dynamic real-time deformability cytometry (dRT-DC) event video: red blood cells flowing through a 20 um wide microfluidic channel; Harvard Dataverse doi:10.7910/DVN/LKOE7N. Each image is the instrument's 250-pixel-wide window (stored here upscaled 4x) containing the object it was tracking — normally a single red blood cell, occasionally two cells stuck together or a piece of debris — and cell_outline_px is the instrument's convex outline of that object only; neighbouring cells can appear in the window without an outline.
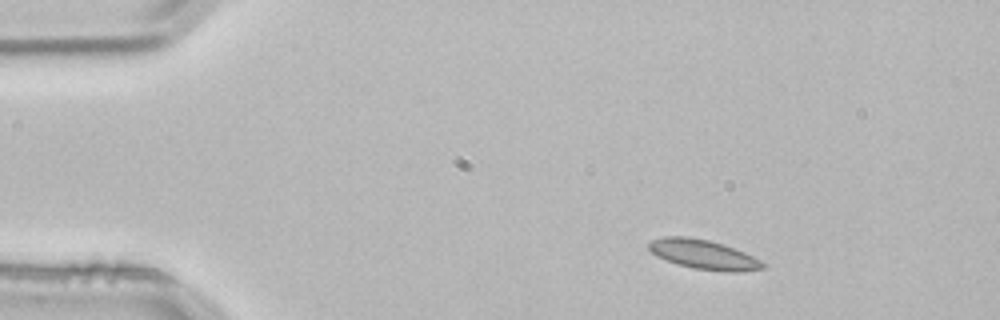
{"species": "common noctule bat (a hibernating species)", "species_latin": "Nyctalus noctula", "temperature_condition": "room temperature", "stored_images_in_passage": 2, "camera_frame_rate_fps": 3000, "um_per_image_px": 0.085, "animal": {"sex": "male", "body_mass_g": 21.5, "forearm_length_mm": 52.0}, "frame": {"image": 1, "passage_image": 1, "time_ms": 0.0, "image_size_px": [1000, 320], "cell_outline_px": [[764, 268], [736, 272], [732, 272], [692, 268], [676, 264], [656, 256], [648, 248], [648, 244], [652, 240], [664, 236], [688, 236], [708, 240], [724, 244], [744, 252], [760, 260], [764, 264]], "centroid_in_image_um": [59.76, 21.62], "position_along_channel_um": 25.2, "area_um2": 19.48}}